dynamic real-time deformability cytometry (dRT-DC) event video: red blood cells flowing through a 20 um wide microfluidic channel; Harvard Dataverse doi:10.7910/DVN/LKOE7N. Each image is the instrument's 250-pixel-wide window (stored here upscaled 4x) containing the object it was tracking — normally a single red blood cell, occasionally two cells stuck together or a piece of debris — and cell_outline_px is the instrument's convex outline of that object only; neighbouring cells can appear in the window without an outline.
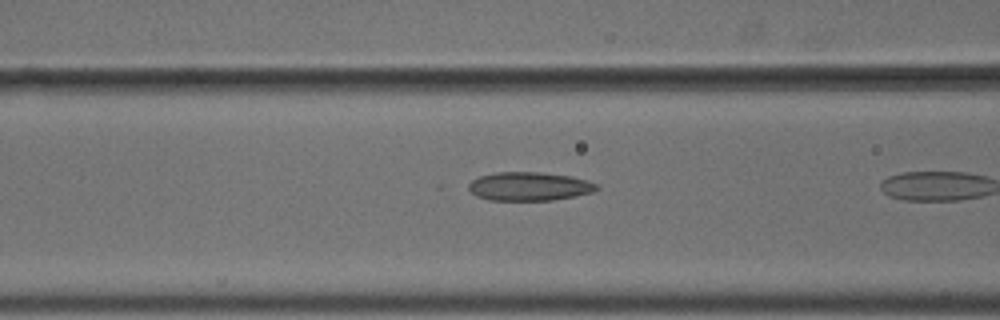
{"species": "common noctule bat (a hibernating species)", "species_latin": "Nyctalus noctula", "temperature_condition": "cold", "stored_images_in_passage": 9, "camera_frame_rate_fps": 3000, "um_per_image_px": 0.085, "animal": {"sex": "male", "body_mass_g": 18.8}, "frame": {"image": 1, "passage_image": 8, "time_ms": 2.333, "image_size_px": [1000, 320], "cell_outline_px": [[600, 188], [592, 192], [552, 200], [488, 200], [476, 196], [468, 188], [468, 184], [472, 180], [480, 176], [496, 172], [540, 172], [572, 176], [600, 184]], "centroid_in_image_um": [44.99, 15.83], "position_along_channel_um": 121.6, "area_um2": 21.39}}